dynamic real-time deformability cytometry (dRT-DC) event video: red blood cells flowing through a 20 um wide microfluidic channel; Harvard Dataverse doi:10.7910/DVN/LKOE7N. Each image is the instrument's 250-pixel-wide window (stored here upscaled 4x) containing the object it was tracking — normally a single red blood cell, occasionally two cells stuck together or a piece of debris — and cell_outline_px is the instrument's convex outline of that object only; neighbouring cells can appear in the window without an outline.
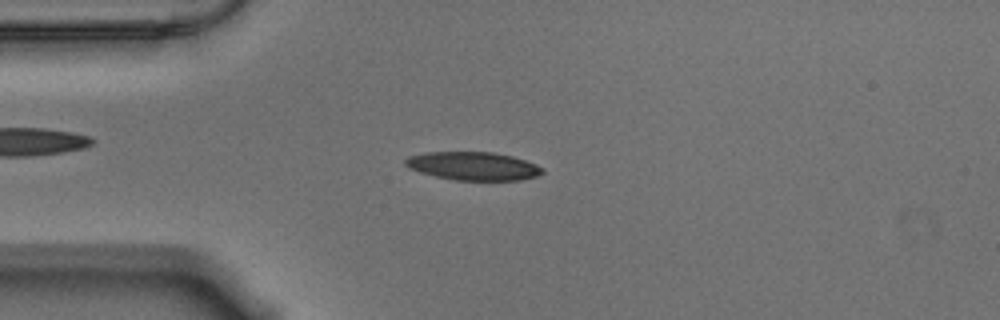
{"species": "Egyptian fruit bat (a non-hibernating species)", "species_latin": "Rousettus aegyptiacus", "temperature_condition": "warm", "stored_images_in_passage": 55, "camera_frame_rate_fps": 3000, "um_per_image_px": 0.085, "animal": {"sex": "male"}, "frame": {"image": 1, "passage_image": 13, "time_ms": 4.0, "image_size_px": [1000, 320], "cell_outline_px": [[544, 172], [536, 176], [520, 180], [456, 180], [436, 176], [420, 172], [408, 168], [404, 164], [404, 160], [408, 156], [424, 152], [492, 152], [512, 156], [536, 164], [544, 168]], "centroid_in_image_um": [40.2, 14.11], "position_along_channel_um": 44.8, "area_um2": 22.6}}
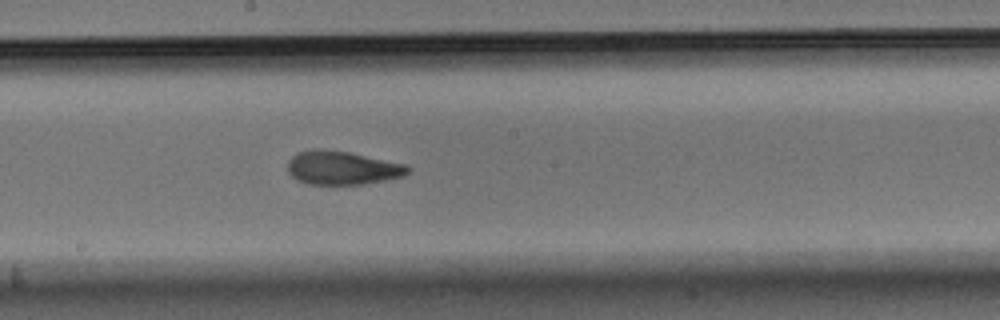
{"frame": {"image": 2, "passage_image": 29, "time_ms": 9.333, "image_size_px": [1000, 320], "cell_outline_px": [[412, 168], [404, 176], [364, 184], [308, 184], [296, 180], [288, 172], [288, 160], [292, 156], [300, 152], [312, 148], [320, 148], [348, 152], [408, 164]], "centroid_in_image_um": [29.1, 14.26], "position_along_channel_um": 219.1, "area_um2": 23.7}}
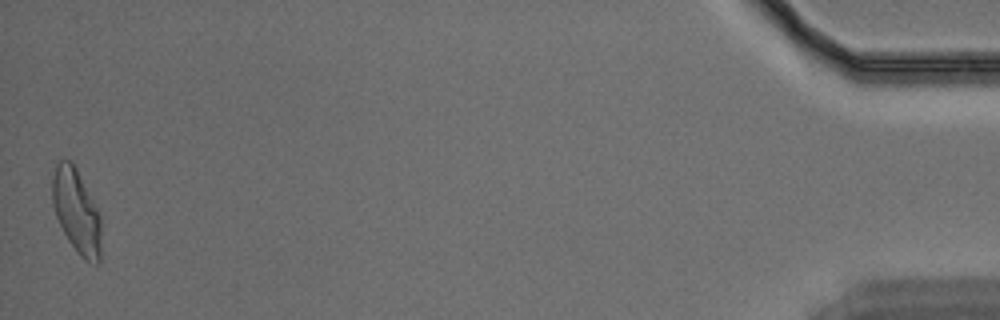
{"frame": {"image": 3, "passage_image": 55, "time_ms": 18.0, "image_size_px": [1000, 320], "cell_outline_px": [[100, 260], [96, 264], [84, 260], [76, 252], [68, 240], [56, 216], [52, 204], [52, 180], [56, 164], [60, 160], [72, 160], [100, 212]], "centroid_in_image_um": [6.5, 17.95], "position_along_channel_um": 428.7, "area_um2": 23.99}, "authors_computed_cell_mechanics": {"area_um2": 23.1778, "velocity_mm_per_s": 3.5374, "shape_relaxation_time_tau1_ms": 8.2207, "shape_relaxation_time_tau2_ms": 2.4016, "deformation_change_tau1": 0.2352, "deformation_change_tau2": 0.0957}}